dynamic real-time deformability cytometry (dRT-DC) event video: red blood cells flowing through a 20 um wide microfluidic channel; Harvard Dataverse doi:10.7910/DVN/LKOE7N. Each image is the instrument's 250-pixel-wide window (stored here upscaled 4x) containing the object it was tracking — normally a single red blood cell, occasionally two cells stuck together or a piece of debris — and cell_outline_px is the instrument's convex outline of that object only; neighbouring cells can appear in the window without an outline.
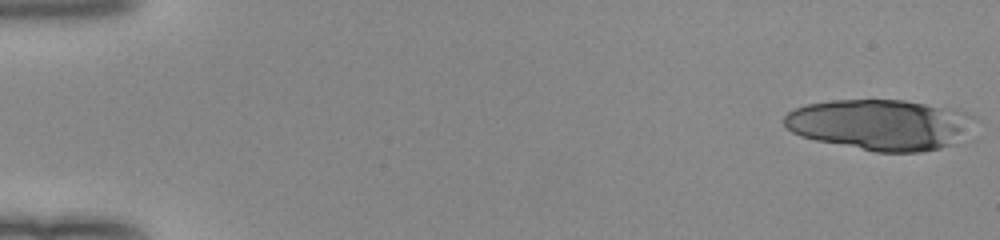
{"species": "human", "species_latin": "Homo sapiens", "temperature_condition": "room temperature", "stored_images_in_passage": 39, "camera_frame_rate_fps": 3000, "um_per_image_px": 0.085, "donor": {"sex": "female"}, "frame": {"image": 1, "passage_image": 1, "time_ms": 0.0, "image_size_px": [1000, 240], "cell_outline_px": [[976, 116], [964, 140], [956, 144], [940, 148], [920, 152], [876, 152], [816, 140], [800, 136], [792, 132], [784, 124], [784, 116], [788, 112], [796, 108], [808, 104], [828, 100], [904, 100], [964, 112]], "centroid_in_image_um": [74.83, 10.61], "position_along_channel_um": 10.2, "area_um2": 56.24}}